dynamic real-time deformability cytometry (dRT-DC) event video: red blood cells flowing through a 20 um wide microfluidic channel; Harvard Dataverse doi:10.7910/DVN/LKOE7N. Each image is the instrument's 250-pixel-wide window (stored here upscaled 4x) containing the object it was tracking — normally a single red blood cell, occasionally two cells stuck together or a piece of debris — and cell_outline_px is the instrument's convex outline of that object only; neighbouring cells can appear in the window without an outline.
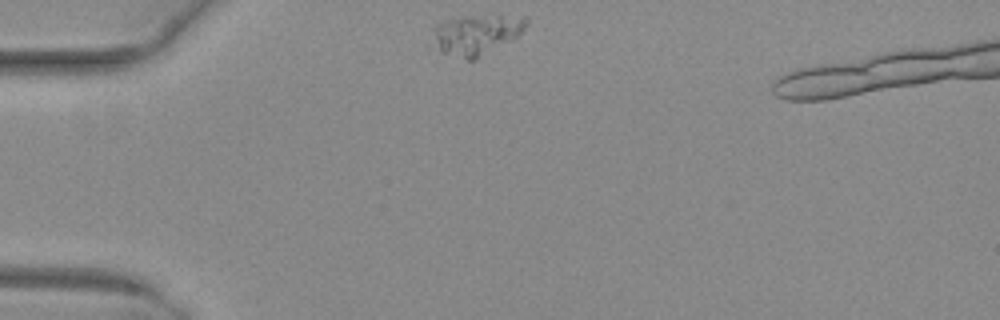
{"species": "common noctule bat (a hibernating species)", "species_latin": "Nyctalus noctula", "temperature_condition": "warm", "stored_images_in_passage": 35, "camera_frame_rate_fps": 3000, "um_per_image_px": 0.085, "animal": {"sex": "female", "body_mass_g": 29.2, "forearm_length_mm": 56.3}, "frame": {"image": 1, "passage_image": 1, "time_ms": 0.0, "image_size_px": [1000, 320], "cell_outline_px": [[528, 24], [516, 36], [476, 60], [468, 60], [440, 52], [432, 28], [436, 24], [444, 20], [472, 16], [528, 16]], "centroid_in_image_um": [40.51, 2.93], "position_along_channel_um": 44.5, "area_um2": 21.44}}
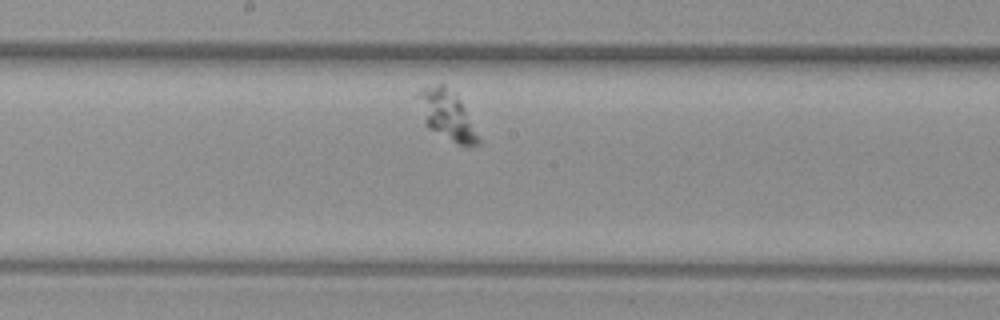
{"frame": {"image": 2, "passage_image": 17, "time_ms": 5.333, "image_size_px": [1000, 320], "cell_outline_px": [[484, 144], [464, 148], [456, 144], [428, 128], [424, 124], [412, 96], [424, 84], [444, 84], [456, 92], [484, 140]], "centroid_in_image_um": [37.98, 9.78], "position_along_channel_um": 210.2, "area_um2": 19.19}}
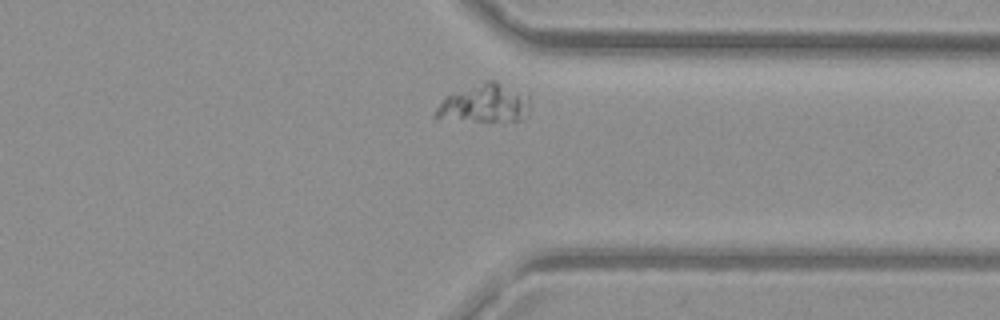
{"frame": {"image": 3, "passage_image": 30, "time_ms": 9.667, "image_size_px": [1000, 320], "cell_outline_px": [[528, 108], [520, 120], [436, 120], [432, 116], [436, 108], [444, 96], [488, 80], [492, 80], [528, 96]], "centroid_in_image_um": [41.05, 8.81], "position_along_channel_um": 370.4, "area_um2": 20.52}}